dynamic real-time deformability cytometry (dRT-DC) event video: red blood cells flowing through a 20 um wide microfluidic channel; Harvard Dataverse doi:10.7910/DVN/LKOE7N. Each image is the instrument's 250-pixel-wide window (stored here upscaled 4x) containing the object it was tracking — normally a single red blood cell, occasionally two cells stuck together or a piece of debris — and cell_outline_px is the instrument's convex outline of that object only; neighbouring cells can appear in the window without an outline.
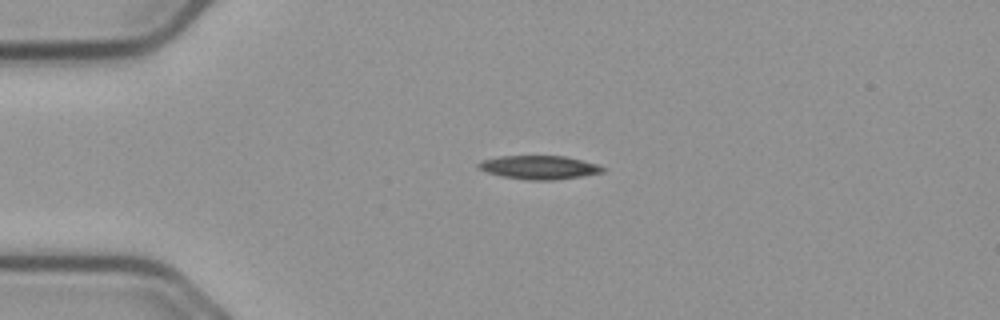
{"species": "common noctule bat (a hibernating species)", "species_latin": "Nyctalus noctula", "temperature_condition": "cold", "stored_images_in_passage": 55, "camera_frame_rate_fps": 3000, "um_per_image_px": 0.085, "animal": {"sex": "male", "body_mass_g": 23.1, "forearm_length_mm": 52.7}, "frame": {"image": 1, "passage_image": 13, "time_ms": 4.0, "image_size_px": [1000, 320], "cell_outline_px": [[604, 172], [580, 176], [552, 180], [528, 180], [500, 176], [488, 172], [480, 168], [476, 164], [480, 160], [500, 156], [564, 156], [596, 164], [604, 168]], "centroid_in_image_um": [45.78, 14.22], "position_along_channel_um": 39.2, "area_um2": 16.88}}
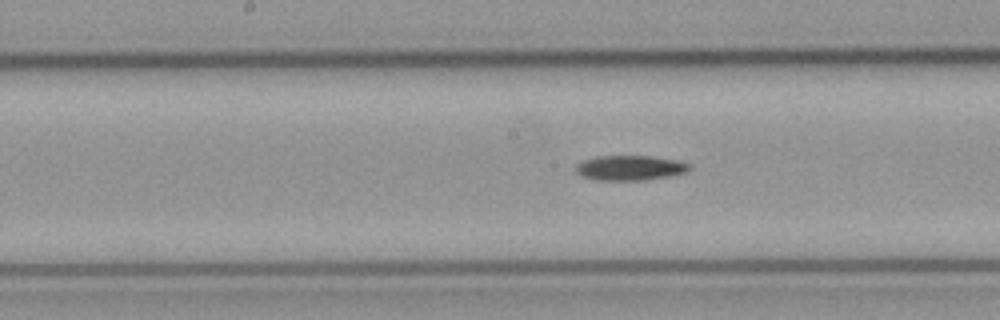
{"frame": {"image": 2, "passage_image": 28, "time_ms": 9.0, "image_size_px": [1000, 320], "cell_outline_px": [[692, 168], [688, 172], [672, 176], [644, 180], [596, 180], [584, 176], [576, 172], [576, 164], [584, 160], [596, 156], [652, 156], [676, 160], [692, 164]], "centroid_in_image_um": [53.62, 14.27], "position_along_channel_um": 194.6, "area_um2": 16.65}}
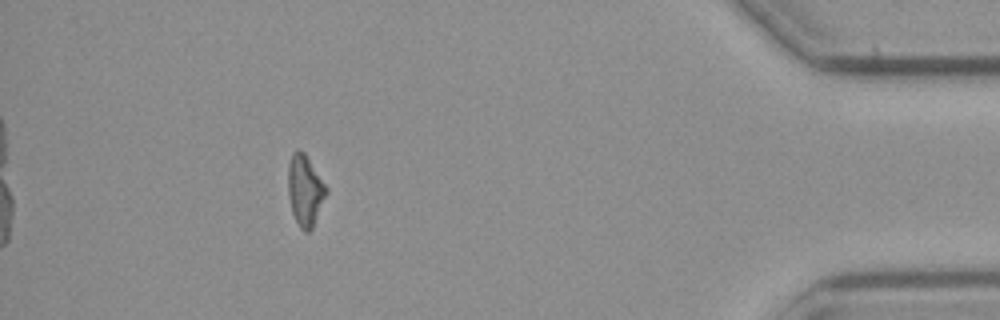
{"frame": {"image": 3, "passage_image": 50, "time_ms": 16.333, "image_size_px": [1000, 320], "cell_outline_px": [[328, 192], [312, 228], [308, 232], [304, 232], [300, 228], [292, 212], [288, 196], [288, 164], [292, 152], [296, 148], [304, 152], [328, 188]], "centroid_in_image_um": [25.92, 16.16], "position_along_channel_um": 409.3, "area_um2": 15.84}, "authors_computed_cell_mechanics": {"area_um2": 16.4152, "velocity_mm_per_s": 3.698, "shape_relaxation_time_tau1_ms": 3.376, "shape_relaxation_time_tau2_ms": null, "deformation_change_tau1": 0.1382, "deformation_change_tau2": null}}